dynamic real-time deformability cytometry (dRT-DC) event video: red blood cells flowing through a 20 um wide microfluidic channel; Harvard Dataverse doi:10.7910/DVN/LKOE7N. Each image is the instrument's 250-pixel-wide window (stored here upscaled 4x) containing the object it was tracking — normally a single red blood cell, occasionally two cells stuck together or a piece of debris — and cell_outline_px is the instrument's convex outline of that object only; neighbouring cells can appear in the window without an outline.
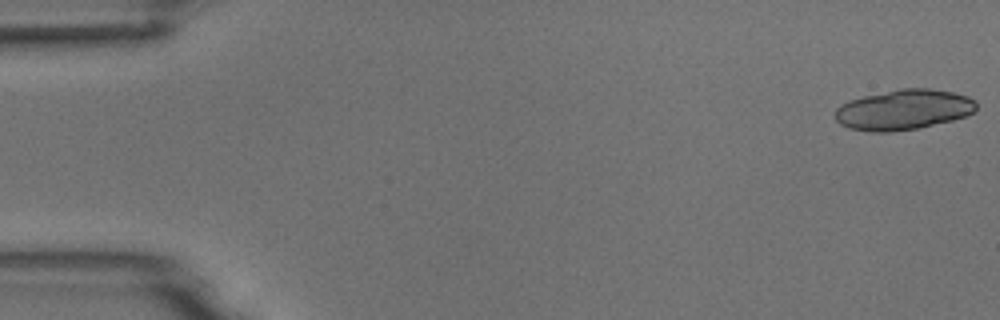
{"species": "common noctule bat (a hibernating species)", "species_latin": "Nyctalus noctula", "temperature_condition": "room temperature", "stored_images_in_passage": 12, "camera_frame_rate_fps": 3000, "um_per_image_px": 0.085, "animal": {"sex": "male", "body_mass_g": 18.8}, "frame": {"image": 1, "passage_image": 1, "time_ms": 0.0, "image_size_px": [1000, 320], "cell_outline_px": [[976, 108], [972, 112], [964, 116], [952, 120], [916, 128], [892, 132], [872, 132], [848, 128], [840, 124], [836, 120], [836, 108], [840, 104], [864, 96], [900, 88], [928, 88], [952, 92], [968, 96], [976, 100]], "centroid_in_image_um": [76.79, 9.32], "position_along_channel_um": 8.2, "area_um2": 32.95}}